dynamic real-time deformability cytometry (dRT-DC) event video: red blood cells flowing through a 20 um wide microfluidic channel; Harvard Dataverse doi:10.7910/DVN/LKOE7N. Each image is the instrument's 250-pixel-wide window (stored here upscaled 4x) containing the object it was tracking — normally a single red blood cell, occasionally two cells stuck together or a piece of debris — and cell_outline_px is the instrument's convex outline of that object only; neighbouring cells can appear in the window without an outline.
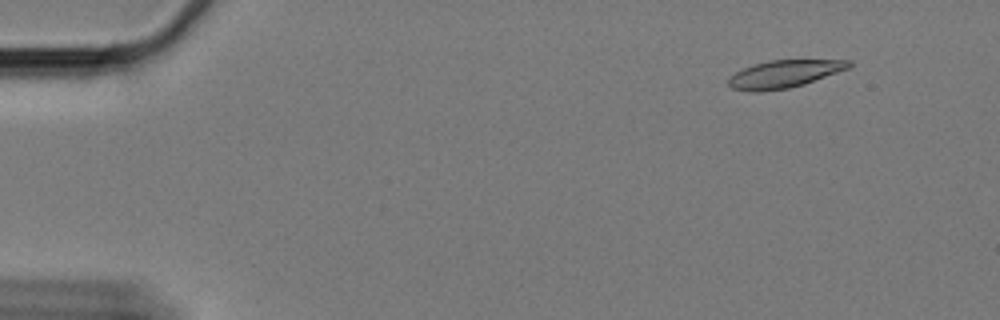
{"species": "Egyptian fruit bat (a non-hibernating species)", "species_latin": "Rousettus aegyptiacus", "temperature_condition": "cold", "stored_images_in_passage": 62, "camera_frame_rate_fps": 3000, "um_per_image_px": 0.085, "animal": {"sex": "female"}, "frame": {"image": 1, "passage_image": 7, "time_ms": 2.0, "image_size_px": [1000, 320], "cell_outline_px": [[852, 64], [848, 68], [804, 84], [788, 88], [756, 92], [748, 92], [732, 88], [728, 84], [728, 76], [744, 68], [768, 60], [852, 60]], "centroid_in_image_um": [66.62, 6.29], "position_along_channel_um": 18.4, "area_um2": 19.19}}
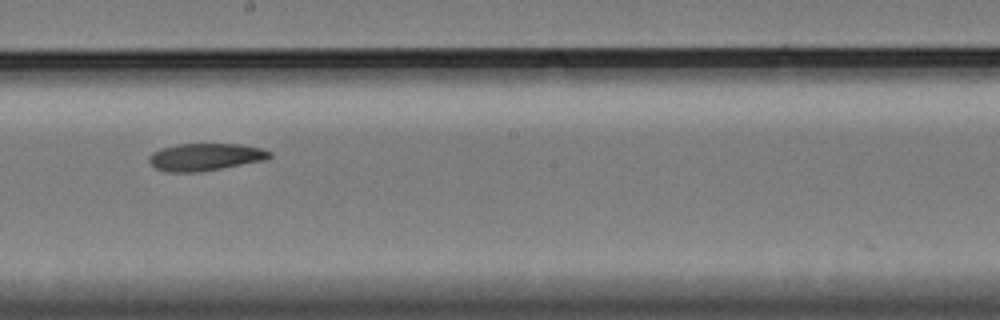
{"frame": {"image": 2, "passage_image": 36, "time_ms": 11.667, "image_size_px": [1000, 320], "cell_outline_px": [[272, 156], [264, 160], [220, 168], [196, 172], [164, 172], [156, 168], [148, 160], [148, 156], [152, 152], [176, 144], [240, 144], [260, 148], [272, 152]], "centroid_in_image_um": [17.42, 13.34], "position_along_channel_um": 230.8, "area_um2": 19.02}}
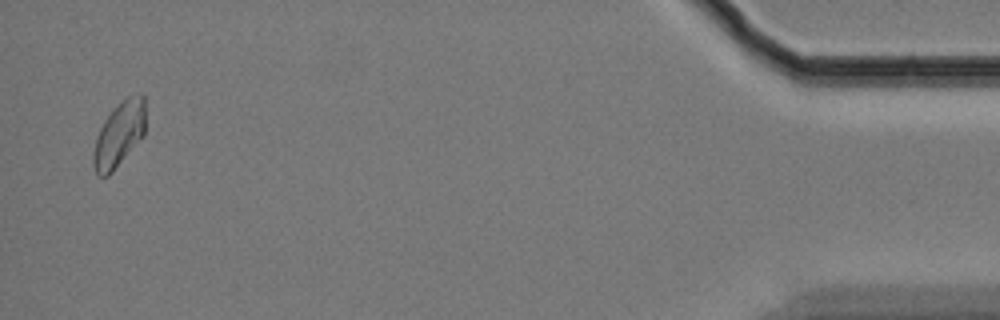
{"frame": {"image": 3, "passage_image": 61, "time_ms": 20.0, "image_size_px": [1000, 320], "cell_outline_px": [[144, 136], [112, 172], [108, 176], [96, 176], [92, 164], [92, 156], [96, 140], [100, 128], [104, 120], [112, 108], [128, 96], [140, 92], [144, 96]], "centroid_in_image_um": [10.11, 11.42], "position_along_channel_um": 425.1, "area_um2": 19.83}, "authors_computed_cell_mechanics": {"area_um2": 19.7676, "velocity_mm_per_s": 3.2637, "shape_relaxation_time_tau1_ms": null, "shape_relaxation_time_tau2_ms": 7.2563, "deformation_change_tau1": null, "deformation_change_tau2": 0.1198}}